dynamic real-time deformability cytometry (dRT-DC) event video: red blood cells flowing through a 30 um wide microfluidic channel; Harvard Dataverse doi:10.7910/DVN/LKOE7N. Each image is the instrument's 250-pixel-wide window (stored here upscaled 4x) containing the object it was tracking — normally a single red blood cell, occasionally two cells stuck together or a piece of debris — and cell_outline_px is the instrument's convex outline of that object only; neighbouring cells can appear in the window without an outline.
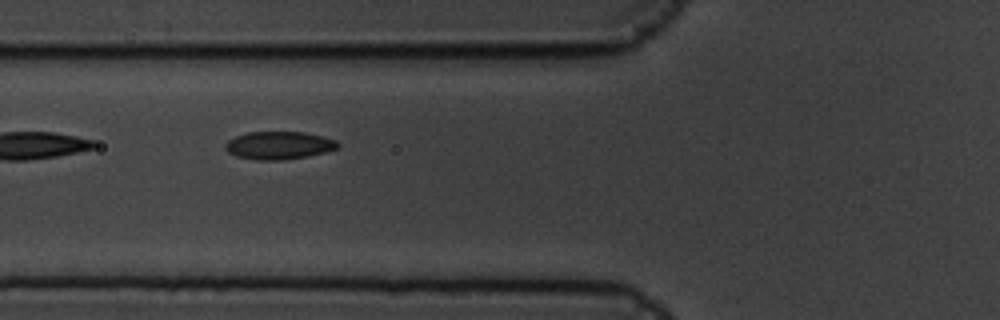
{"species": "common noctule bat (a hibernating species)", "species_latin": "Nyctalus noctula", "temperature_condition": "cold", "stored_images_in_passage": 8, "camera_frame_rate_fps": 3000, "um_per_image_px": 0.085, "animal": {"sex": "male", "body_mass_g": 19.5, "forearm_length_mm": 54.6}, "frame": {"image": 1, "passage_image": 6, "time_ms": 1.667, "image_size_px": [1000, 320], "cell_outline_px": [[340, 144], [336, 148], [324, 152], [308, 156], [284, 160], [256, 160], [236, 156], [228, 152], [224, 148], [224, 144], [228, 140], [236, 136], [248, 132], [304, 132], [324, 136], [336, 140]], "centroid_in_image_um": [23.69, 12.35], "position_along_channel_um": 102.1, "area_um2": 18.32}}
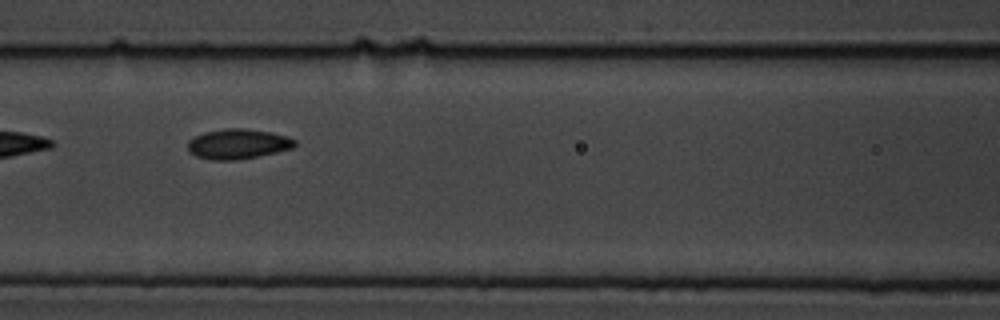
{"frame": {"image": 2, "passage_image": 7, "time_ms": 2.0, "image_size_px": [1000, 320], "cell_outline_px": [[296, 144], [292, 148], [276, 152], [236, 160], [212, 160], [196, 156], [188, 152], [188, 140], [204, 132], [224, 128], [244, 128], [268, 132], [288, 136], [296, 140]], "centroid_in_image_um": [20.2, 12.23], "position_along_channel_um": 146.4, "area_um2": 18.67}}